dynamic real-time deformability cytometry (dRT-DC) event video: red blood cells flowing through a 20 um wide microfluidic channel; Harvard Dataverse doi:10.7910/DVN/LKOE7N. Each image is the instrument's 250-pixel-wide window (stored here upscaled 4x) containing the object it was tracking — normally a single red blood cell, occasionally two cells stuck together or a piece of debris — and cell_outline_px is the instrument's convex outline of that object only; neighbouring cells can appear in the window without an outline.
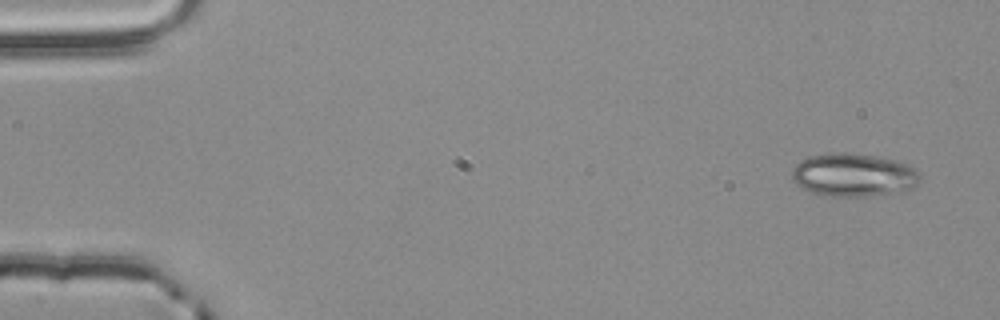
{"species": "common noctule bat (a hibernating species)", "species_latin": "Nyctalus noctula", "temperature_condition": "room temperature", "stored_images_in_passage": 3, "camera_frame_rate_fps": 3000, "um_per_image_px": 0.085, "animal": {"sex": "male", "body_mass_g": 20.4}, "frame": {"image": 1, "passage_image": 3, "time_ms": 0.667, "image_size_px": [1000, 320], "cell_outline_px": [[920, 176], [916, 184], [904, 192], [864, 196], [832, 196], [812, 192], [796, 184], [792, 176], [792, 168], [800, 160], [808, 156], [840, 152], [844, 152], [872, 156], [896, 160], [908, 164], [916, 168]], "centroid_in_image_um": [72.56, 14.87], "position_along_channel_um": 12.4, "area_um2": 32.08}}